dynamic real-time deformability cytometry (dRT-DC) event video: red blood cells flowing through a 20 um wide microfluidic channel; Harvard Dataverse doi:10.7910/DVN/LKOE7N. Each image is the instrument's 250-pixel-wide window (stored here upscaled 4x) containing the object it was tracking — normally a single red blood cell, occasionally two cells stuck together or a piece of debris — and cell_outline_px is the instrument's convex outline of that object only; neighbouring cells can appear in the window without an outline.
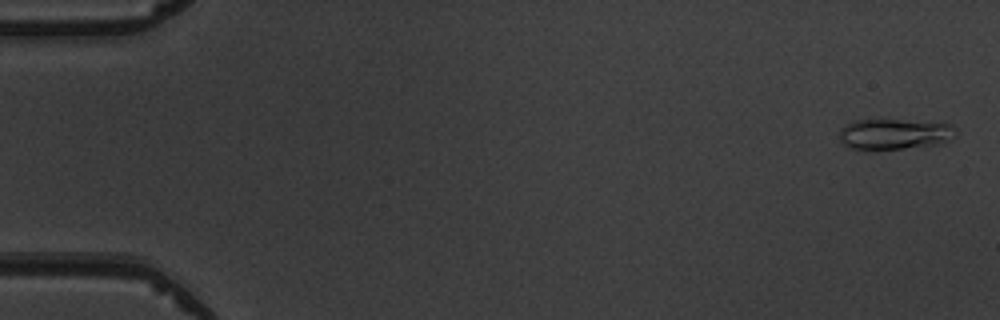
{"species": "common noctule bat (a hibernating species)", "species_latin": "Nyctalus noctula", "temperature_condition": "warm", "stored_images_in_passage": 5, "camera_frame_rate_fps": 3000, "um_per_image_px": 0.085, "animal": {"sex": "male", "body_mass_g": 19.5, "forearm_length_mm": 54.6}, "frame": {"image": 1, "passage_image": 1, "time_ms": 0.0, "image_size_px": [1000, 320], "cell_outline_px": [[956, 136], [940, 144], [872, 152], [852, 148], [844, 144], [840, 140], [840, 128], [852, 120], [900, 120], [952, 124], [956, 132]], "centroid_in_image_um": [75.99, 11.43], "position_along_channel_um": 9.0, "area_um2": 21.21}}